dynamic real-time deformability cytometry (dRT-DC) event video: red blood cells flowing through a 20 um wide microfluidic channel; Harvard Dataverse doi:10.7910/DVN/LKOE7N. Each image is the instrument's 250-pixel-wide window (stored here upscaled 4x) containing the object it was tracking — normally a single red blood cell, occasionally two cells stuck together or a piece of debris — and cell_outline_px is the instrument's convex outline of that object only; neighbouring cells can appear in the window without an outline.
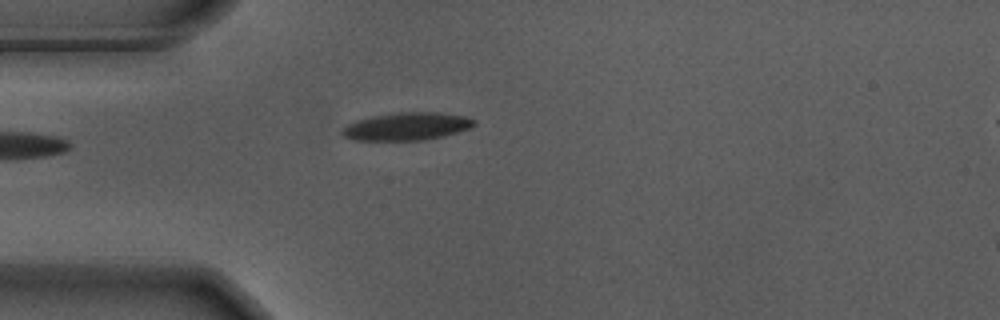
{"species": "Egyptian fruit bat (a non-hibernating species)", "species_latin": "Rousettus aegyptiacus", "temperature_condition": "warm", "stored_images_in_passage": 34, "camera_frame_rate_fps": 3000, "um_per_image_px": 0.085, "animal": {"sex": "male"}, "frame": {"image": 1, "passage_image": 1, "time_ms": 0.0, "image_size_px": [1000, 320], "cell_outline_px": [[476, 124], [472, 128], [444, 136], [424, 140], [352, 140], [340, 136], [340, 132], [348, 124], [356, 120], [372, 116], [400, 112], [436, 112], [464, 116], [476, 120]], "centroid_in_image_um": [34.58, 10.75], "position_along_channel_um": 50.4, "area_um2": 21.5}}
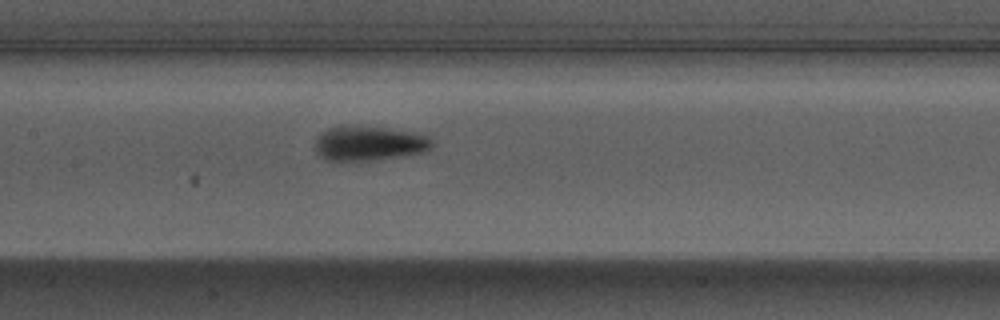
{"frame": {"image": 2, "passage_image": 12, "time_ms": 3.667, "image_size_px": [1000, 320], "cell_outline_px": [[432, 148], [424, 152], [400, 156], [372, 160], [340, 164], [328, 160], [320, 156], [316, 152], [316, 140], [328, 128], [384, 128], [412, 132], [428, 136], [432, 140]], "centroid_in_image_um": [31.38, 12.26], "position_along_channel_um": 176.0, "area_um2": 23.24}}
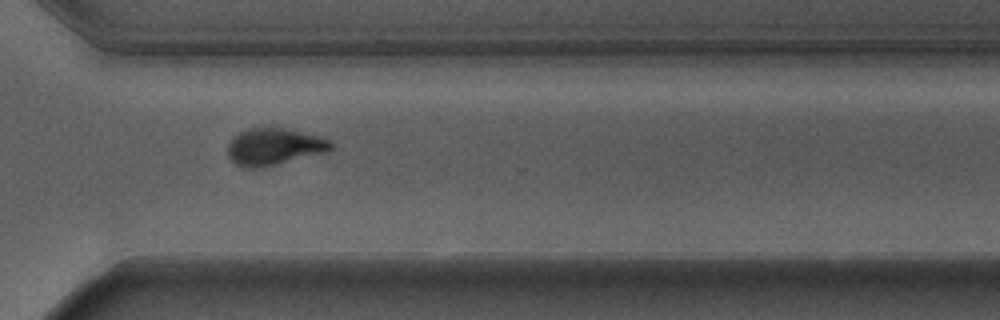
{"frame": {"image": 3, "passage_image": 26, "time_ms": 8.333, "image_size_px": [1000, 320], "cell_outline_px": [[332, 148], [328, 152], [260, 168], [244, 168], [236, 164], [228, 156], [228, 144], [232, 136], [248, 128], [284, 128], [316, 136], [328, 140], [332, 144]], "centroid_in_image_um": [23.25, 12.48], "position_along_channel_um": 347.3, "area_um2": 22.02}, "authors_computed_cell_mechanics": {"area_um2": 22.3397, "velocity_mm_per_s": 3.6789, "shape_relaxation_time_tau1_ms": 2.8364, "shape_relaxation_time_tau2_ms": 1.2455, "deformation_change_tau1": 0.1951, "deformation_change_tau2": 0.0693}}